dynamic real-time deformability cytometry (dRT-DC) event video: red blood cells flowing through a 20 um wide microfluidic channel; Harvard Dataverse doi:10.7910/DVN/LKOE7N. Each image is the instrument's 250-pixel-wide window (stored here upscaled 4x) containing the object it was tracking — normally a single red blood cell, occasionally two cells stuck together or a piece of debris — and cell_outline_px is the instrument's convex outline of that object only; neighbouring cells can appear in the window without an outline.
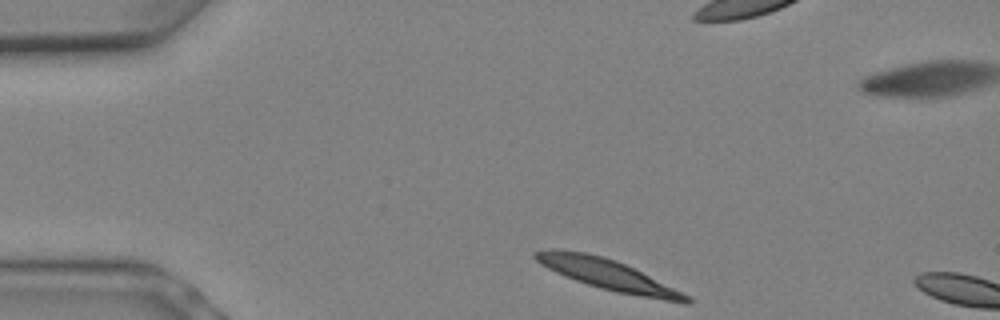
{"species": "Egyptian fruit bat (a non-hibernating species)", "species_latin": "Rousettus aegyptiacus", "temperature_condition": "warm", "stored_images_in_passage": 3, "camera_frame_rate_fps": 3000, "um_per_image_px": 0.085, "animal": {"sex": "female"}, "frame": {"image": 1, "passage_image": 1, "time_ms": 0.0, "image_size_px": [1000, 320], "cell_outline_px": [[692, 304], [684, 304], [616, 292], [600, 288], [576, 280], [556, 272], [540, 264], [532, 256], [532, 252], [548, 248], [560, 248], [588, 252], [616, 260], [692, 296]], "centroid_in_image_um": [51.68, 23.34], "position_along_channel_um": 33.3, "area_um2": 27.22}}